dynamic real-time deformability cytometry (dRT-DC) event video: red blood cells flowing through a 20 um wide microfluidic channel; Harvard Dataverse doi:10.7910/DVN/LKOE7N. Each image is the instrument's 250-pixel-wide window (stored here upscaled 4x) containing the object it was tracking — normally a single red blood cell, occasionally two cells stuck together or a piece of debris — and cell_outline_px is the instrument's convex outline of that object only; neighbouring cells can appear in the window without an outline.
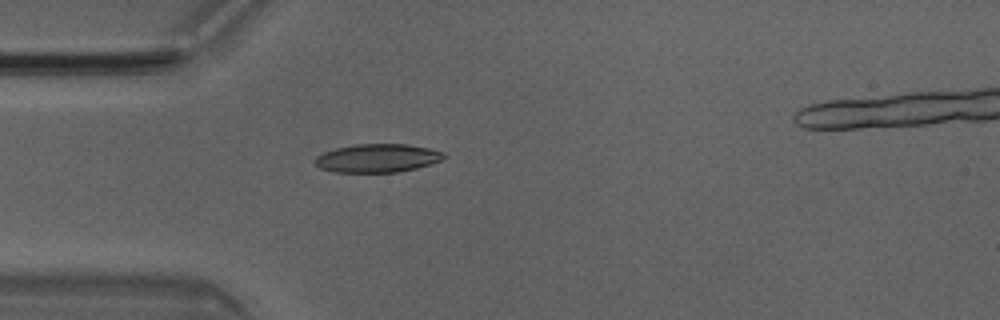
{"species": "Egyptian fruit bat (a non-hibernating species)", "species_latin": "Rousettus aegyptiacus", "temperature_condition": "room temperature", "stored_images_in_passage": 2, "camera_frame_rate_fps": 3000, "um_per_image_px": 0.085, "animal": {"sex": "male"}, "frame": {"image": 1, "passage_image": 1, "time_ms": 0.0, "image_size_px": [1000, 320], "cell_outline_px": [[448, 156], [444, 160], [432, 164], [416, 168], [396, 172], [336, 172], [320, 168], [316, 164], [316, 156], [324, 152], [336, 148], [356, 144], [408, 144], [428, 148], [444, 152]], "centroid_in_image_um": [32.15, 13.44], "position_along_channel_um": 52.9, "area_um2": 21.39}}